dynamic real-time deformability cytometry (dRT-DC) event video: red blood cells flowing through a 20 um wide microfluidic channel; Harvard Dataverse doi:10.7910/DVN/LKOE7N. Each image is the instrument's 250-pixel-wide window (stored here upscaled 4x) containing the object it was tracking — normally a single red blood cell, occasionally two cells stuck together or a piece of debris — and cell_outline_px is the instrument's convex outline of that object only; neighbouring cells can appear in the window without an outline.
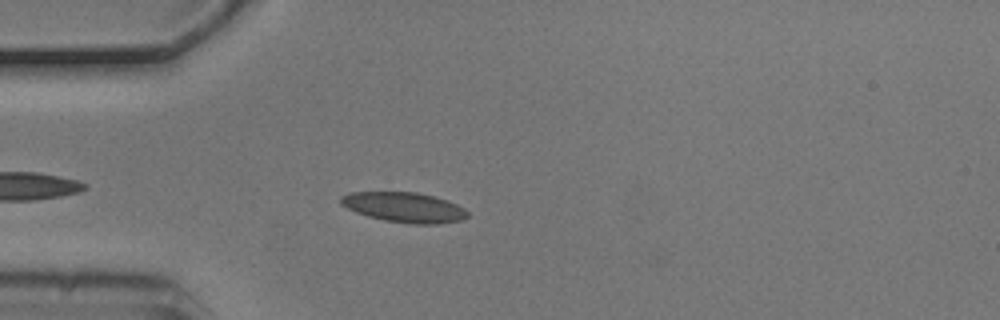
{"species": "common noctule bat (a hibernating species)", "species_latin": "Nyctalus noctula", "temperature_condition": "cold", "stored_images_in_passage": 6, "camera_frame_rate_fps": 3000, "um_per_image_px": 0.085, "animal": {"sex": "male", "body_mass_g": 20.5, "forearm_length_mm": 52.5}, "frame": {"image": 1, "passage_image": 5, "time_ms": 1.333, "image_size_px": [1000, 320], "cell_outline_px": [[468, 216], [460, 220], [436, 224], [412, 224], [384, 220], [368, 216], [356, 212], [340, 204], [340, 196], [352, 192], [416, 192], [448, 200], [464, 208], [468, 212]], "centroid_in_image_um": [34.35, 17.62], "position_along_channel_um": 50.7, "area_um2": 22.08}}